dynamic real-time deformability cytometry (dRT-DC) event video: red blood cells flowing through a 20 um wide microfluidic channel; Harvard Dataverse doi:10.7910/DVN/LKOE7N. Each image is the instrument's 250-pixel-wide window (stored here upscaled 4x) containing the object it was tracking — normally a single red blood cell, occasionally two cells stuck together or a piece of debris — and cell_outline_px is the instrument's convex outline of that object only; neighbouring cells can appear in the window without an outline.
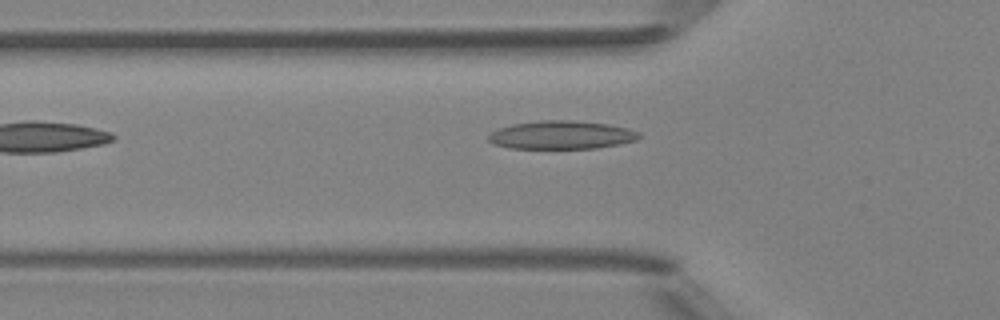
{"species": "Egyptian fruit bat (a non-hibernating species)", "species_latin": "Rousettus aegyptiacus", "temperature_condition": "room temperature", "stored_images_in_passage": 32, "camera_frame_rate_fps": 3000, "um_per_image_px": 0.085, "animal": {"sex": "female"}, "frame": {"image": 1, "passage_image": 2, "time_ms": 0.333, "image_size_px": [1000, 320], "cell_outline_px": [[640, 136], [636, 140], [620, 144], [596, 148], [508, 148], [492, 144], [488, 140], [488, 136], [492, 132], [500, 128], [512, 124], [540, 120], [572, 120], [608, 124], [628, 128], [640, 132]], "centroid_in_image_um": [47.72, 11.47], "position_along_channel_um": 78.1, "area_um2": 24.85}}
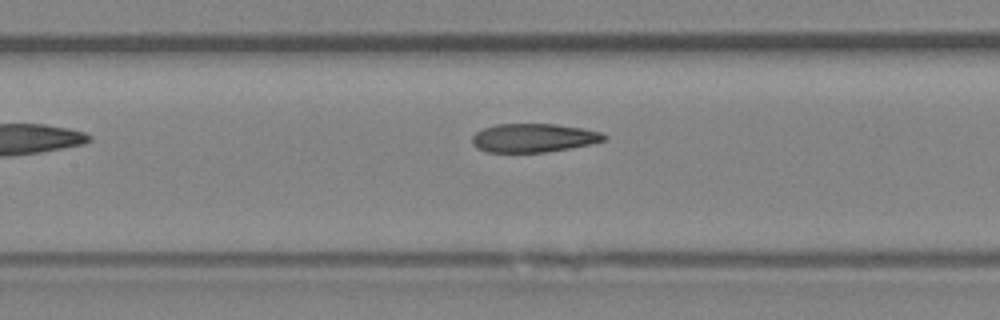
{"frame": {"image": 2, "passage_image": 8, "time_ms": 2.333, "image_size_px": [1000, 320], "cell_outline_px": [[608, 140], [592, 144], [544, 152], [488, 152], [476, 148], [472, 144], [472, 136], [476, 132], [484, 128], [496, 124], [556, 124], [584, 128], [600, 132], [608, 136]], "centroid_in_image_um": [45.37, 11.72], "position_along_channel_um": 162.0, "area_um2": 22.14}}
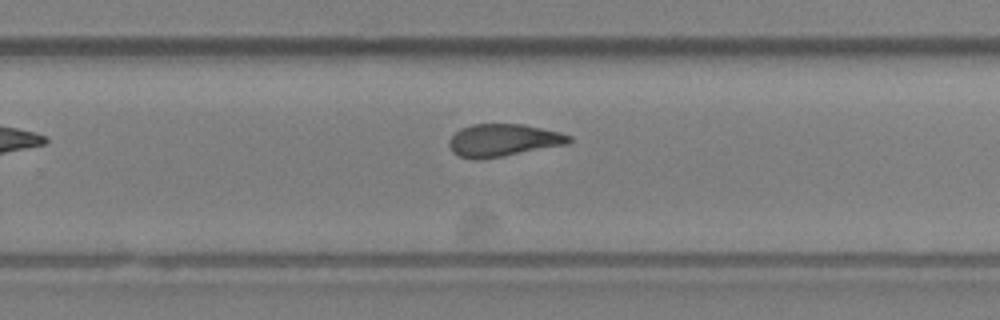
{"frame": {"image": 3, "passage_image": 17, "time_ms": 5.333, "image_size_px": [1000, 320], "cell_outline_px": [[572, 140], [568, 144], [504, 156], [480, 160], [476, 160], [460, 156], [452, 152], [448, 144], [448, 140], [460, 128], [472, 124], [524, 124], [560, 132], [572, 136]], "centroid_in_image_um": [42.77, 11.92], "position_along_channel_um": 287.0, "area_um2": 22.89}, "authors_computed_cell_mechanics": {"area_um2": 22.6287, "velocity_mm_per_s": 4.1821, "shape_relaxation_time_tau1_ms": null, "shape_relaxation_time_tau2_ms": 2.8402, "deformation_change_tau1": null, "deformation_change_tau2": 0.0961}}